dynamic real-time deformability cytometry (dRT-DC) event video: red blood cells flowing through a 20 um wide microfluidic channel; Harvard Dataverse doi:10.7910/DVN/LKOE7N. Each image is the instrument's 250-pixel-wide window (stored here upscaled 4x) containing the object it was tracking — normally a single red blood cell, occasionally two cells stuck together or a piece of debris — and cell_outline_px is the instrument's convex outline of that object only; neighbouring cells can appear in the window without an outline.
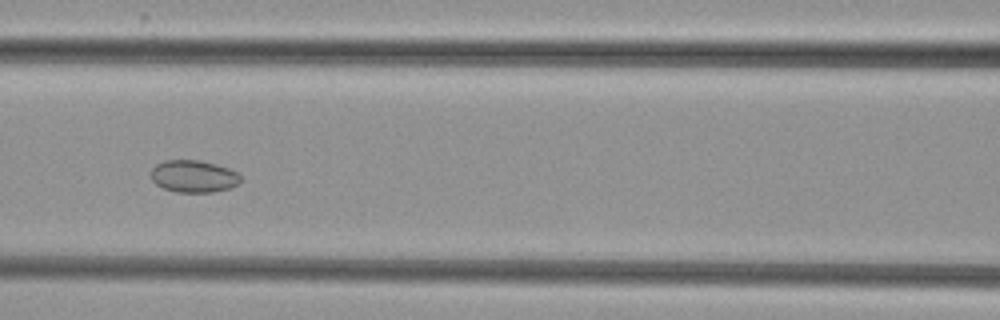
{"species": "common noctule bat (a hibernating species)", "species_latin": "Nyctalus noctula", "temperature_condition": "cold", "stored_images_in_passage": 9, "camera_frame_rate_fps": 3000, "um_per_image_px": 0.085, "animal": {"sex": "female", "body_mass_g": 29.2, "forearm_length_mm": 56.3}, "frame": {"image": 1, "passage_image": 7, "time_ms": 7.0, "image_size_px": [1000, 320], "cell_outline_px": [[240, 180], [236, 184], [228, 188], [212, 192], [176, 192], [164, 188], [156, 184], [152, 180], [152, 168], [156, 164], [164, 160], [200, 160], [216, 164], [228, 168], [236, 172], [240, 176]], "centroid_in_image_um": [16.43, 14.97], "position_along_channel_um": 150.2, "area_um2": 16.65}}
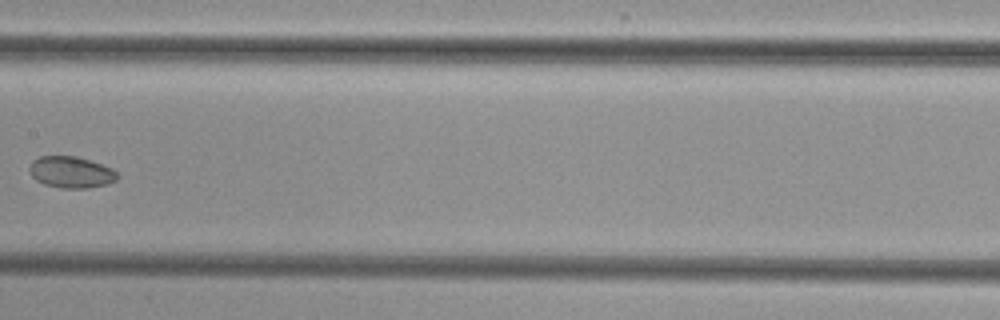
{"frame": {"image": 2, "passage_image": 8, "time_ms": 8.333, "image_size_px": [1000, 320], "cell_outline_px": [[120, 176], [116, 180], [108, 184], [88, 188], [60, 188], [44, 184], [36, 180], [32, 176], [28, 168], [32, 160], [40, 156], [76, 156], [112, 168]], "centroid_in_image_um": [6.03, 14.64], "position_along_channel_um": 201.4, "area_um2": 16.18}}
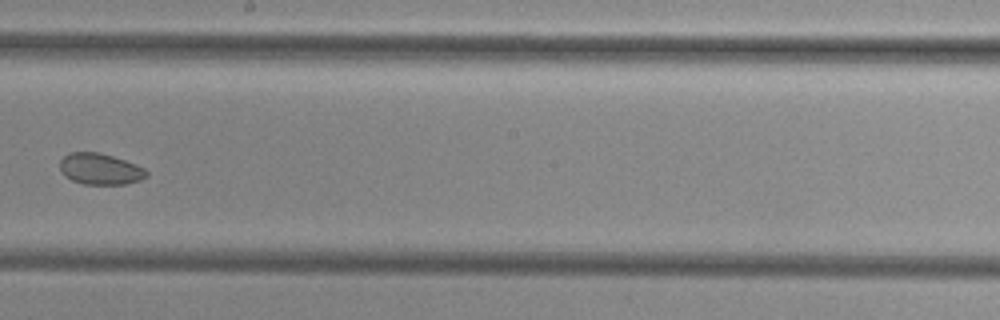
{"frame": {"image": 3, "passage_image": 9, "time_ms": 9.333, "image_size_px": [1000, 320], "cell_outline_px": [[148, 176], [140, 180], [124, 184], [84, 184], [72, 180], [64, 176], [60, 172], [60, 160], [64, 156], [72, 152], [100, 152], [136, 164], [144, 168], [148, 172]], "centroid_in_image_um": [8.5, 14.36], "position_along_channel_um": 239.7, "area_um2": 15.78}}